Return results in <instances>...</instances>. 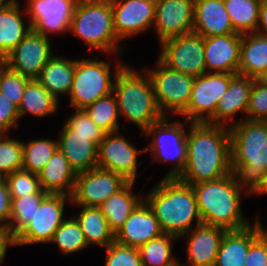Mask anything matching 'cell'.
I'll list each match as a JSON object with an SVG mask.
<instances>
[{"label":"cell","mask_w":267,"mask_h":266,"mask_svg":"<svg viewBox=\"0 0 267 266\" xmlns=\"http://www.w3.org/2000/svg\"><path fill=\"white\" fill-rule=\"evenodd\" d=\"M187 129L186 165L177 178L194 185L231 174L230 128L208 122H189Z\"/></svg>","instance_id":"6da1fadb"},{"label":"cell","mask_w":267,"mask_h":266,"mask_svg":"<svg viewBox=\"0 0 267 266\" xmlns=\"http://www.w3.org/2000/svg\"><path fill=\"white\" fill-rule=\"evenodd\" d=\"M230 138L232 174L250 195L267 172V121L242 120L230 127Z\"/></svg>","instance_id":"7a4b0ae2"},{"label":"cell","mask_w":267,"mask_h":266,"mask_svg":"<svg viewBox=\"0 0 267 266\" xmlns=\"http://www.w3.org/2000/svg\"><path fill=\"white\" fill-rule=\"evenodd\" d=\"M144 200L165 234L179 238L192 229L194 220V227L203 224L192 186L177 177H164L144 195Z\"/></svg>","instance_id":"3957f363"},{"label":"cell","mask_w":267,"mask_h":266,"mask_svg":"<svg viewBox=\"0 0 267 266\" xmlns=\"http://www.w3.org/2000/svg\"><path fill=\"white\" fill-rule=\"evenodd\" d=\"M191 186L203 224L226 230H238L251 224L241 208L242 193L246 192L238 186L232 173L218 180Z\"/></svg>","instance_id":"277c9868"},{"label":"cell","mask_w":267,"mask_h":266,"mask_svg":"<svg viewBox=\"0 0 267 266\" xmlns=\"http://www.w3.org/2000/svg\"><path fill=\"white\" fill-rule=\"evenodd\" d=\"M140 73L125 64L116 77H113V94L116 97L120 117L138 126L143 134L151 124L161 120L164 115L156 103L147 72L143 70Z\"/></svg>","instance_id":"5b68a950"},{"label":"cell","mask_w":267,"mask_h":266,"mask_svg":"<svg viewBox=\"0 0 267 266\" xmlns=\"http://www.w3.org/2000/svg\"><path fill=\"white\" fill-rule=\"evenodd\" d=\"M69 32L80 38L90 49L107 54H123L113 20L111 2H77Z\"/></svg>","instance_id":"8992f818"},{"label":"cell","mask_w":267,"mask_h":266,"mask_svg":"<svg viewBox=\"0 0 267 266\" xmlns=\"http://www.w3.org/2000/svg\"><path fill=\"white\" fill-rule=\"evenodd\" d=\"M124 65L122 60H117L115 72L111 74L110 60L76 59L74 79L68 94L70 96L69 105L74 109H85L99 98L111 94L114 85L112 77H116Z\"/></svg>","instance_id":"52a82bcc"},{"label":"cell","mask_w":267,"mask_h":266,"mask_svg":"<svg viewBox=\"0 0 267 266\" xmlns=\"http://www.w3.org/2000/svg\"><path fill=\"white\" fill-rule=\"evenodd\" d=\"M169 116L151 124L143 133L146 138H152L145 153L150 152L153 160L161 163L173 162L169 172L164 177H178L186 165L187 132L184 128L189 121H169Z\"/></svg>","instance_id":"ba28073f"},{"label":"cell","mask_w":267,"mask_h":266,"mask_svg":"<svg viewBox=\"0 0 267 266\" xmlns=\"http://www.w3.org/2000/svg\"><path fill=\"white\" fill-rule=\"evenodd\" d=\"M154 68H144L151 80L156 103L164 116L181 115L188 107L194 77L175 71L159 58Z\"/></svg>","instance_id":"9c48e42d"},{"label":"cell","mask_w":267,"mask_h":266,"mask_svg":"<svg viewBox=\"0 0 267 266\" xmlns=\"http://www.w3.org/2000/svg\"><path fill=\"white\" fill-rule=\"evenodd\" d=\"M67 201L71 203V196L48 194L31 220L14 236V246L49 243L66 219L64 209Z\"/></svg>","instance_id":"30bf717a"},{"label":"cell","mask_w":267,"mask_h":266,"mask_svg":"<svg viewBox=\"0 0 267 266\" xmlns=\"http://www.w3.org/2000/svg\"><path fill=\"white\" fill-rule=\"evenodd\" d=\"M159 59L169 68L193 77L206 73L204 37L191 32L160 43Z\"/></svg>","instance_id":"8fae6325"},{"label":"cell","mask_w":267,"mask_h":266,"mask_svg":"<svg viewBox=\"0 0 267 266\" xmlns=\"http://www.w3.org/2000/svg\"><path fill=\"white\" fill-rule=\"evenodd\" d=\"M235 75L206 72L194 77L188 107L180 116L189 122H207L215 114L218 100Z\"/></svg>","instance_id":"7c38bea8"},{"label":"cell","mask_w":267,"mask_h":266,"mask_svg":"<svg viewBox=\"0 0 267 266\" xmlns=\"http://www.w3.org/2000/svg\"><path fill=\"white\" fill-rule=\"evenodd\" d=\"M128 182L123 176L98 167L78 173L71 195V204L100 207Z\"/></svg>","instance_id":"4fadbf2b"},{"label":"cell","mask_w":267,"mask_h":266,"mask_svg":"<svg viewBox=\"0 0 267 266\" xmlns=\"http://www.w3.org/2000/svg\"><path fill=\"white\" fill-rule=\"evenodd\" d=\"M145 148L137 149L118 131L106 133L98 145L97 167L123 176L129 182L137 178L138 158Z\"/></svg>","instance_id":"5bb4252c"},{"label":"cell","mask_w":267,"mask_h":266,"mask_svg":"<svg viewBox=\"0 0 267 266\" xmlns=\"http://www.w3.org/2000/svg\"><path fill=\"white\" fill-rule=\"evenodd\" d=\"M25 7L32 30L49 38L70 30L76 0H27Z\"/></svg>","instance_id":"9a60e30c"},{"label":"cell","mask_w":267,"mask_h":266,"mask_svg":"<svg viewBox=\"0 0 267 266\" xmlns=\"http://www.w3.org/2000/svg\"><path fill=\"white\" fill-rule=\"evenodd\" d=\"M51 47L48 37L31 29L2 62L30 80L37 79L42 68L54 56Z\"/></svg>","instance_id":"2e32d148"},{"label":"cell","mask_w":267,"mask_h":266,"mask_svg":"<svg viewBox=\"0 0 267 266\" xmlns=\"http://www.w3.org/2000/svg\"><path fill=\"white\" fill-rule=\"evenodd\" d=\"M111 4L114 29L120 41L153 27L156 0H113Z\"/></svg>","instance_id":"e0dca14e"},{"label":"cell","mask_w":267,"mask_h":266,"mask_svg":"<svg viewBox=\"0 0 267 266\" xmlns=\"http://www.w3.org/2000/svg\"><path fill=\"white\" fill-rule=\"evenodd\" d=\"M195 0H156L153 28L159 44L193 32Z\"/></svg>","instance_id":"ac0fdd59"},{"label":"cell","mask_w":267,"mask_h":266,"mask_svg":"<svg viewBox=\"0 0 267 266\" xmlns=\"http://www.w3.org/2000/svg\"><path fill=\"white\" fill-rule=\"evenodd\" d=\"M226 229L219 226L201 224L179 237L188 238L186 243V264L181 266H214L218 250Z\"/></svg>","instance_id":"d6986e66"},{"label":"cell","mask_w":267,"mask_h":266,"mask_svg":"<svg viewBox=\"0 0 267 266\" xmlns=\"http://www.w3.org/2000/svg\"><path fill=\"white\" fill-rule=\"evenodd\" d=\"M242 35L235 33L204 38L206 72L237 74Z\"/></svg>","instance_id":"ffe728a7"},{"label":"cell","mask_w":267,"mask_h":266,"mask_svg":"<svg viewBox=\"0 0 267 266\" xmlns=\"http://www.w3.org/2000/svg\"><path fill=\"white\" fill-rule=\"evenodd\" d=\"M164 234L150 206L143 199L115 234V241L121 245L140 247Z\"/></svg>","instance_id":"44dd1931"},{"label":"cell","mask_w":267,"mask_h":266,"mask_svg":"<svg viewBox=\"0 0 267 266\" xmlns=\"http://www.w3.org/2000/svg\"><path fill=\"white\" fill-rule=\"evenodd\" d=\"M254 80L252 77L236 74L231 79L226 93L218 100L215 114L207 122L229 128L241 122V119L234 120V117L239 112L246 115Z\"/></svg>","instance_id":"7402d4cb"},{"label":"cell","mask_w":267,"mask_h":266,"mask_svg":"<svg viewBox=\"0 0 267 266\" xmlns=\"http://www.w3.org/2000/svg\"><path fill=\"white\" fill-rule=\"evenodd\" d=\"M58 148L78 174L97 167L98 145L92 136L74 135L65 123L58 138Z\"/></svg>","instance_id":"603a6c76"},{"label":"cell","mask_w":267,"mask_h":266,"mask_svg":"<svg viewBox=\"0 0 267 266\" xmlns=\"http://www.w3.org/2000/svg\"><path fill=\"white\" fill-rule=\"evenodd\" d=\"M193 32L204 38L236 33L224 0H195Z\"/></svg>","instance_id":"cb8c5ba5"},{"label":"cell","mask_w":267,"mask_h":266,"mask_svg":"<svg viewBox=\"0 0 267 266\" xmlns=\"http://www.w3.org/2000/svg\"><path fill=\"white\" fill-rule=\"evenodd\" d=\"M238 230H226L214 266H245L251 244L259 237V218Z\"/></svg>","instance_id":"d4e9b609"},{"label":"cell","mask_w":267,"mask_h":266,"mask_svg":"<svg viewBox=\"0 0 267 266\" xmlns=\"http://www.w3.org/2000/svg\"><path fill=\"white\" fill-rule=\"evenodd\" d=\"M77 173L71 168L67 158L58 149L44 168L38 173L41 189L48 194L71 196Z\"/></svg>","instance_id":"484cf974"},{"label":"cell","mask_w":267,"mask_h":266,"mask_svg":"<svg viewBox=\"0 0 267 266\" xmlns=\"http://www.w3.org/2000/svg\"><path fill=\"white\" fill-rule=\"evenodd\" d=\"M17 0L0 6V61H2L32 29L30 23L25 24ZM23 14V16H21Z\"/></svg>","instance_id":"4316f807"},{"label":"cell","mask_w":267,"mask_h":266,"mask_svg":"<svg viewBox=\"0 0 267 266\" xmlns=\"http://www.w3.org/2000/svg\"><path fill=\"white\" fill-rule=\"evenodd\" d=\"M75 63L76 59L54 55L42 68L36 80L59 101L60 96L70 92Z\"/></svg>","instance_id":"83f0119b"},{"label":"cell","mask_w":267,"mask_h":266,"mask_svg":"<svg viewBox=\"0 0 267 266\" xmlns=\"http://www.w3.org/2000/svg\"><path fill=\"white\" fill-rule=\"evenodd\" d=\"M267 67V36L258 32L242 35L238 73L258 79Z\"/></svg>","instance_id":"f1b7e54d"},{"label":"cell","mask_w":267,"mask_h":266,"mask_svg":"<svg viewBox=\"0 0 267 266\" xmlns=\"http://www.w3.org/2000/svg\"><path fill=\"white\" fill-rule=\"evenodd\" d=\"M134 184L135 182H128L99 207L114 234L121 229L132 211L144 199L142 194L140 196L134 193Z\"/></svg>","instance_id":"f546056e"},{"label":"cell","mask_w":267,"mask_h":266,"mask_svg":"<svg viewBox=\"0 0 267 266\" xmlns=\"http://www.w3.org/2000/svg\"><path fill=\"white\" fill-rule=\"evenodd\" d=\"M79 213L73 215L84 233L88 246L97 245L106 248L115 241V234L99 207L78 206Z\"/></svg>","instance_id":"4dcf8cb0"},{"label":"cell","mask_w":267,"mask_h":266,"mask_svg":"<svg viewBox=\"0 0 267 266\" xmlns=\"http://www.w3.org/2000/svg\"><path fill=\"white\" fill-rule=\"evenodd\" d=\"M60 104L36 79H31L24 88L18 114L20 118L26 113L36 117H45L56 114Z\"/></svg>","instance_id":"1f68e13d"},{"label":"cell","mask_w":267,"mask_h":266,"mask_svg":"<svg viewBox=\"0 0 267 266\" xmlns=\"http://www.w3.org/2000/svg\"><path fill=\"white\" fill-rule=\"evenodd\" d=\"M176 240L177 236L164 233L138 247L142 266H178L179 259L172 253Z\"/></svg>","instance_id":"d6a6232c"},{"label":"cell","mask_w":267,"mask_h":266,"mask_svg":"<svg viewBox=\"0 0 267 266\" xmlns=\"http://www.w3.org/2000/svg\"><path fill=\"white\" fill-rule=\"evenodd\" d=\"M224 4L236 33L257 31L261 5L258 0H224Z\"/></svg>","instance_id":"836d02e7"},{"label":"cell","mask_w":267,"mask_h":266,"mask_svg":"<svg viewBox=\"0 0 267 266\" xmlns=\"http://www.w3.org/2000/svg\"><path fill=\"white\" fill-rule=\"evenodd\" d=\"M22 146V169L38 174L47 164L56 149H58V140L52 138H33L26 143L22 141Z\"/></svg>","instance_id":"e575fe53"},{"label":"cell","mask_w":267,"mask_h":266,"mask_svg":"<svg viewBox=\"0 0 267 266\" xmlns=\"http://www.w3.org/2000/svg\"><path fill=\"white\" fill-rule=\"evenodd\" d=\"M91 120L106 133L118 131L120 119L116 97L113 92L99 98L85 109Z\"/></svg>","instance_id":"d590c367"},{"label":"cell","mask_w":267,"mask_h":266,"mask_svg":"<svg viewBox=\"0 0 267 266\" xmlns=\"http://www.w3.org/2000/svg\"><path fill=\"white\" fill-rule=\"evenodd\" d=\"M49 243L57 244L60 252L64 255L82 251L89 247L84 233L74 216L66 218L56 229Z\"/></svg>","instance_id":"8d00e7d4"},{"label":"cell","mask_w":267,"mask_h":266,"mask_svg":"<svg viewBox=\"0 0 267 266\" xmlns=\"http://www.w3.org/2000/svg\"><path fill=\"white\" fill-rule=\"evenodd\" d=\"M48 193H33L19 198H11V215L8 231L14 237L32 218Z\"/></svg>","instance_id":"74e56055"},{"label":"cell","mask_w":267,"mask_h":266,"mask_svg":"<svg viewBox=\"0 0 267 266\" xmlns=\"http://www.w3.org/2000/svg\"><path fill=\"white\" fill-rule=\"evenodd\" d=\"M22 140L0 134V178H4L23 166Z\"/></svg>","instance_id":"f35d334b"},{"label":"cell","mask_w":267,"mask_h":266,"mask_svg":"<svg viewBox=\"0 0 267 266\" xmlns=\"http://www.w3.org/2000/svg\"><path fill=\"white\" fill-rule=\"evenodd\" d=\"M29 80L0 61V92L17 108L21 104L24 88Z\"/></svg>","instance_id":"ab89813d"},{"label":"cell","mask_w":267,"mask_h":266,"mask_svg":"<svg viewBox=\"0 0 267 266\" xmlns=\"http://www.w3.org/2000/svg\"><path fill=\"white\" fill-rule=\"evenodd\" d=\"M11 198L24 197L33 193H47L41 189L38 174L23 169L4 177Z\"/></svg>","instance_id":"60d3db41"},{"label":"cell","mask_w":267,"mask_h":266,"mask_svg":"<svg viewBox=\"0 0 267 266\" xmlns=\"http://www.w3.org/2000/svg\"><path fill=\"white\" fill-rule=\"evenodd\" d=\"M74 135L92 136V141L99 145L106 134L89 117L84 109H74V113L64 122Z\"/></svg>","instance_id":"b9f144b4"},{"label":"cell","mask_w":267,"mask_h":266,"mask_svg":"<svg viewBox=\"0 0 267 266\" xmlns=\"http://www.w3.org/2000/svg\"><path fill=\"white\" fill-rule=\"evenodd\" d=\"M242 120L267 121V85L257 79L253 81L246 117Z\"/></svg>","instance_id":"7bdbcfd3"},{"label":"cell","mask_w":267,"mask_h":266,"mask_svg":"<svg viewBox=\"0 0 267 266\" xmlns=\"http://www.w3.org/2000/svg\"><path fill=\"white\" fill-rule=\"evenodd\" d=\"M105 249V266H142L136 247L121 245L114 241Z\"/></svg>","instance_id":"ee69618b"},{"label":"cell","mask_w":267,"mask_h":266,"mask_svg":"<svg viewBox=\"0 0 267 266\" xmlns=\"http://www.w3.org/2000/svg\"><path fill=\"white\" fill-rule=\"evenodd\" d=\"M245 266H267V228L259 218V237L251 244Z\"/></svg>","instance_id":"f6af8a7d"},{"label":"cell","mask_w":267,"mask_h":266,"mask_svg":"<svg viewBox=\"0 0 267 266\" xmlns=\"http://www.w3.org/2000/svg\"><path fill=\"white\" fill-rule=\"evenodd\" d=\"M19 119L18 108L0 92V134H9L13 127L19 125Z\"/></svg>","instance_id":"bcb514c9"},{"label":"cell","mask_w":267,"mask_h":266,"mask_svg":"<svg viewBox=\"0 0 267 266\" xmlns=\"http://www.w3.org/2000/svg\"><path fill=\"white\" fill-rule=\"evenodd\" d=\"M11 215V195L4 178H0V228L8 230Z\"/></svg>","instance_id":"7dc6e473"},{"label":"cell","mask_w":267,"mask_h":266,"mask_svg":"<svg viewBox=\"0 0 267 266\" xmlns=\"http://www.w3.org/2000/svg\"><path fill=\"white\" fill-rule=\"evenodd\" d=\"M14 246V237L6 230L0 228V264L3 263L6 256L7 247Z\"/></svg>","instance_id":"c3c4849f"},{"label":"cell","mask_w":267,"mask_h":266,"mask_svg":"<svg viewBox=\"0 0 267 266\" xmlns=\"http://www.w3.org/2000/svg\"><path fill=\"white\" fill-rule=\"evenodd\" d=\"M267 36V2L261 3L257 31Z\"/></svg>","instance_id":"681fc988"},{"label":"cell","mask_w":267,"mask_h":266,"mask_svg":"<svg viewBox=\"0 0 267 266\" xmlns=\"http://www.w3.org/2000/svg\"><path fill=\"white\" fill-rule=\"evenodd\" d=\"M254 196L255 195H267V172L263 176V179L260 183V185L257 187V189L252 193Z\"/></svg>","instance_id":"f907efd6"},{"label":"cell","mask_w":267,"mask_h":266,"mask_svg":"<svg viewBox=\"0 0 267 266\" xmlns=\"http://www.w3.org/2000/svg\"><path fill=\"white\" fill-rule=\"evenodd\" d=\"M257 80H259L261 83L267 85V67L264 70V72L259 76V78Z\"/></svg>","instance_id":"816d5d0a"},{"label":"cell","mask_w":267,"mask_h":266,"mask_svg":"<svg viewBox=\"0 0 267 266\" xmlns=\"http://www.w3.org/2000/svg\"><path fill=\"white\" fill-rule=\"evenodd\" d=\"M77 2H92V1H99V2H112L113 0H76Z\"/></svg>","instance_id":"f5cc1de1"},{"label":"cell","mask_w":267,"mask_h":266,"mask_svg":"<svg viewBox=\"0 0 267 266\" xmlns=\"http://www.w3.org/2000/svg\"><path fill=\"white\" fill-rule=\"evenodd\" d=\"M13 1H15V0H0V6L9 4V3L13 2Z\"/></svg>","instance_id":"db71d44e"},{"label":"cell","mask_w":267,"mask_h":266,"mask_svg":"<svg viewBox=\"0 0 267 266\" xmlns=\"http://www.w3.org/2000/svg\"><path fill=\"white\" fill-rule=\"evenodd\" d=\"M260 3L267 2V0H258Z\"/></svg>","instance_id":"11a10c76"}]
</instances>
